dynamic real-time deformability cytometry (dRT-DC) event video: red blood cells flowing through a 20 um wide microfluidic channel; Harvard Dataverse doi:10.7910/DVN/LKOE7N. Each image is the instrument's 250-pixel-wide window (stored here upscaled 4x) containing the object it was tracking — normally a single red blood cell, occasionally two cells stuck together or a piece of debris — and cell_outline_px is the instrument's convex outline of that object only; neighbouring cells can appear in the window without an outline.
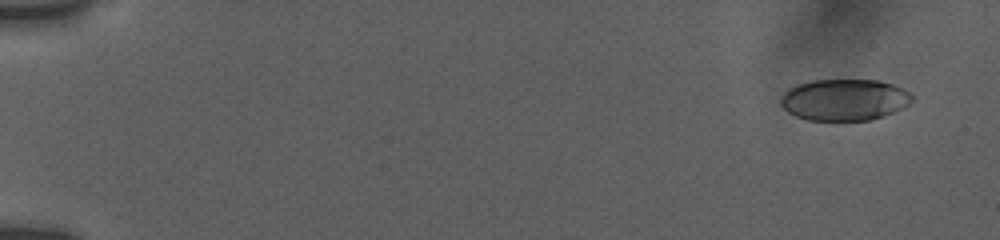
{"species": "human", "species_latin": "Homo sapiens", "temperature_condition": "room temperature", "stored_images_in_passage": 56, "camera_frame_rate_fps": 3000, "um_per_image_px": 0.085, "donor": {"sex": "female"}, "frame": {"image": 1, "passage_image": 4, "time_ms": 1.0, "image_size_px": [1000, 240], "cell_outline_px": [[912, 100], [908, 104], [892, 112], [868, 120], [808, 120], [796, 116], [788, 112], [780, 104], [780, 100], [784, 92], [800, 84], [812, 80], [876, 80], [892, 84], [908, 92], [912, 96]], "centroid_in_image_um": [71.74, 8.48], "position_along_channel_um": 13.3, "area_um2": 31.21}}
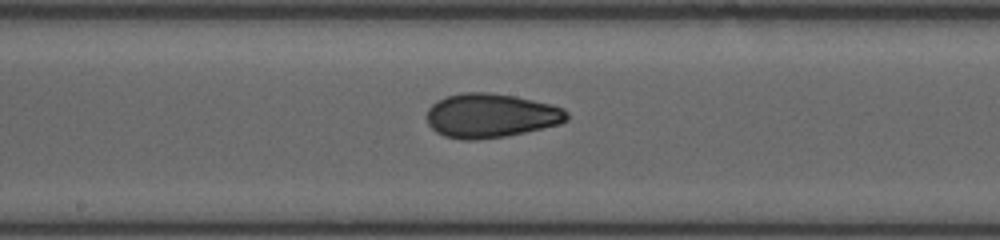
{"frame": {"image": 2, "passage_image": 32, "time_ms": 10.333, "image_size_px": [1000, 240], "cell_outline_px": [[568, 120], [560, 124], [524, 132], [504, 136], [476, 140], [460, 140], [444, 136], [436, 132], [428, 124], [428, 108], [436, 100], [448, 96], [464, 92], [488, 92], [516, 96], [552, 104], [564, 108], [568, 112]], "centroid_in_image_um": [41.73, 9.82], "position_along_channel_um": 206.5, "area_um2": 36.18}}
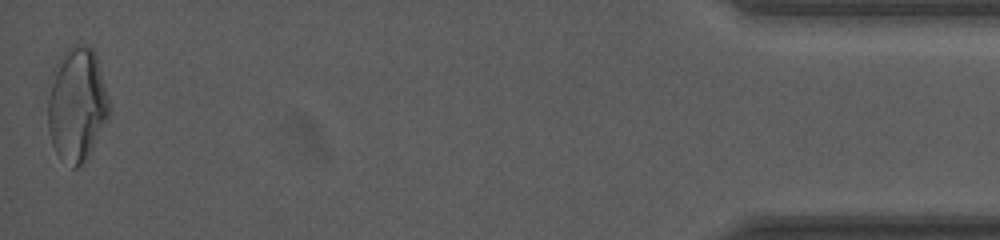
{"frame": {"image": 3, "passage_image": 56, "time_ms": 18.333, "image_size_px": [1000, 240], "cell_outline_px": [[112, 112], [88, 156], [76, 168], [72, 168], [56, 152], [52, 144], [48, 128], [48, 100], [52, 68], [60, 56], [72, 44], [84, 44], [92, 48], [96, 52]], "centroid_in_image_um": [6.54, 8.83], "position_along_channel_um": 428.7, "area_um2": 41.1}, "authors_computed_cell_mechanics": {"area_um2": 34.4199, "velocity_mm_per_s": 3.7815, "shape_relaxation_time_tau1_ms": 5.5993, "shape_relaxation_time_tau2_ms": 1.5101, "deformation_change_tau1": 0.166, "deformation_change_tau2": 0.0666}}